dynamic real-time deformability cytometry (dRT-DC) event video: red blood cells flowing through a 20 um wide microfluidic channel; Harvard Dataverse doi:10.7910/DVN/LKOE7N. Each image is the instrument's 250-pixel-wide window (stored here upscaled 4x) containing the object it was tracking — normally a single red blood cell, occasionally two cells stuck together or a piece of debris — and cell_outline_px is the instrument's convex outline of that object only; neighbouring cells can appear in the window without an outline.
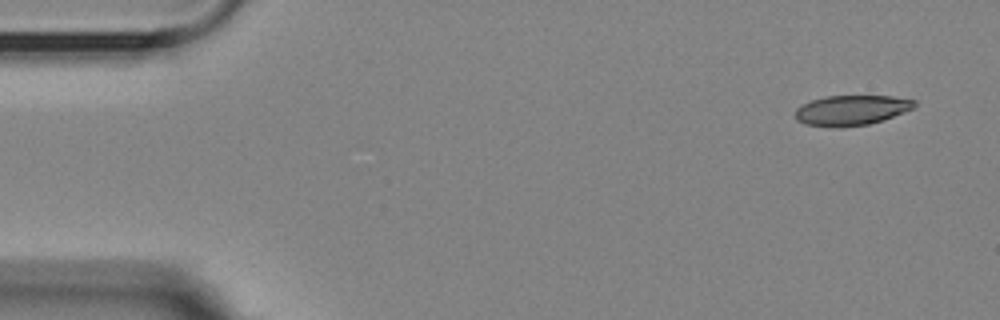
{"species": "Egyptian fruit bat (a non-hibernating species)", "species_latin": "Rousettus aegyptiacus", "temperature_condition": "room temperature", "stored_images_in_passage": 7, "camera_frame_rate_fps": 3000, "um_per_image_px": 0.085, "animal": {"sex": "female"}, "frame": {"image": 1, "passage_image": 1, "time_ms": 0.0, "image_size_px": [1000, 320], "cell_outline_px": [[916, 104], [912, 108], [892, 116], [868, 124], [840, 128], [836, 128], [804, 124], [796, 120], [796, 108], [812, 100], [824, 96], [892, 96], [916, 100]], "centroid_in_image_um": [72.33, 9.37], "position_along_channel_um": 12.7, "area_um2": 20.75}}
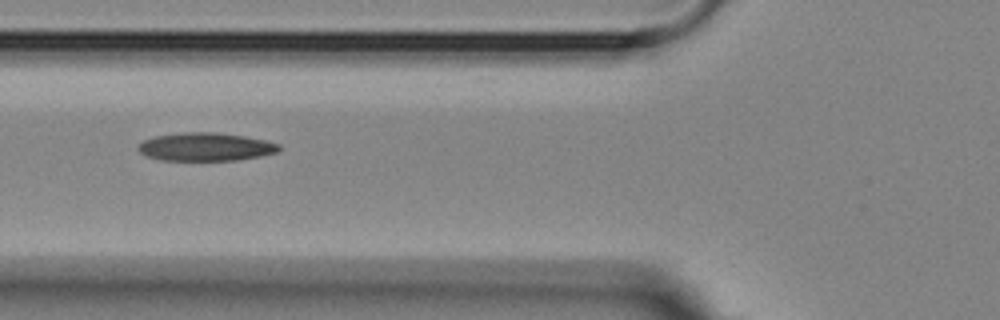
{"frame": {"image": 2, "passage_image": 5, "time_ms": 5.667, "image_size_px": [1000, 320], "cell_outline_px": [[280, 148], [276, 152], [260, 156], [236, 160], [160, 160], [148, 156], [140, 152], [136, 148], [144, 140], [152, 136], [184, 132], [216, 132], [244, 136], [264, 140], [280, 144]], "centroid_in_image_um": [17.45, 12.47], "position_along_channel_um": 108.3, "area_um2": 23.06}}
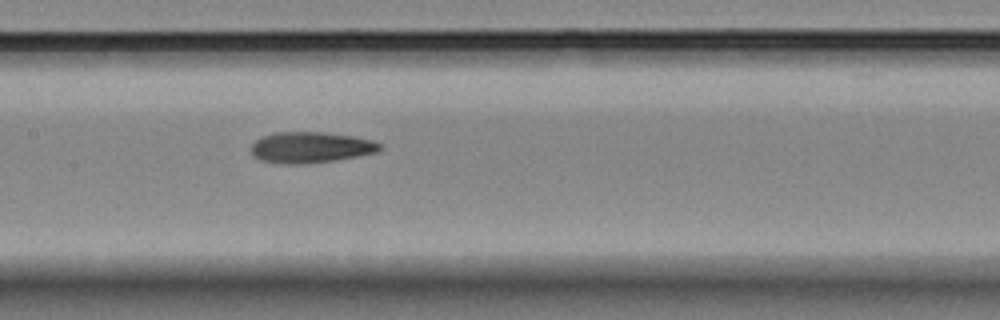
{"frame": {"image": 3, "passage_image": 7, "time_ms": 7.667, "image_size_px": [1000, 320], "cell_outline_px": [[384, 148], [380, 152], [336, 160], [308, 164], [280, 164], [260, 160], [252, 152], [252, 144], [256, 140], [264, 136], [276, 132], [324, 132], [352, 136], [372, 140], [384, 144]], "centroid_in_image_um": [26.48, 12.54], "position_along_channel_um": 180.9, "area_um2": 23.47}}